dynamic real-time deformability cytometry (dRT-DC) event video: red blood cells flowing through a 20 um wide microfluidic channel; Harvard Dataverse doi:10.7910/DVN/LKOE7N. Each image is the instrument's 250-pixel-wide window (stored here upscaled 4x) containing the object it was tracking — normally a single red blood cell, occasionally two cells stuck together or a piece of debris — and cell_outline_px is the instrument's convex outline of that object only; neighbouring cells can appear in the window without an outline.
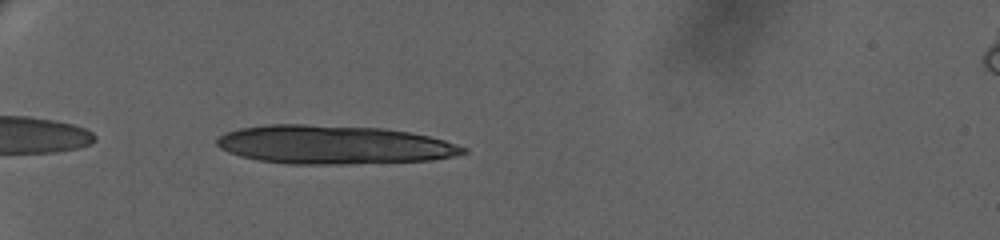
{"species": "human", "species_latin": "Homo sapiens", "temperature_condition": "warm", "stored_images_in_passage": 17, "camera_frame_rate_fps": 3000, "um_per_image_px": 0.085, "donor": {"sex": "female"}, "frame": {"image": 1, "passage_image": 6, "time_ms": 1.0, "image_size_px": [1000, 240], "cell_outline_px": [[468, 152], [452, 156], [428, 160], [344, 164], [288, 164], [260, 160], [240, 156], [228, 152], [220, 148], [216, 144], [216, 140], [220, 136], [228, 132], [240, 128], [264, 124], [308, 124], [384, 128], [412, 132], [444, 140], [468, 148]], "centroid_in_image_um": [28.35, 12.29], "position_along_channel_um": 56.6, "area_um2": 55.55}}